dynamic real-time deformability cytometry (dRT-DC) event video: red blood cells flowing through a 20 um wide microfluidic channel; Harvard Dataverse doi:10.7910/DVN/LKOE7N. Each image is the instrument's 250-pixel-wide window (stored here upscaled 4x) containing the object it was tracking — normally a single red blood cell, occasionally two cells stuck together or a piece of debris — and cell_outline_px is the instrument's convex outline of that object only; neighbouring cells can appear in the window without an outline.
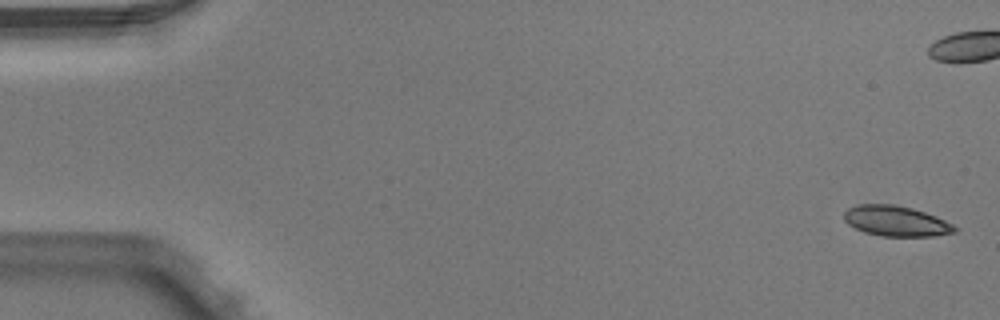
{"species": "Egyptian fruit bat (a non-hibernating species)", "species_latin": "Rousettus aegyptiacus", "temperature_condition": "warm", "stored_images_in_passage": 5, "segment_of_instrument_passage": [2, 2], "camera_frame_rate_fps": 3000, "um_per_image_px": 0.085, "animal": {"sex": "male"}, "frame": {"image": 1, "passage_image": 5, "time_ms": 1.333, "image_size_px": [1000, 320], "cell_outline_px": [[960, 228], [956, 232], [932, 236], [884, 236], [864, 232], [848, 224], [844, 220], [844, 212], [848, 208], [860, 204], [892, 204], [912, 208], [936, 216]], "centroid_in_image_um": [76.18, 18.79], "position_along_channel_um": 8.8, "area_um2": 19.54}}